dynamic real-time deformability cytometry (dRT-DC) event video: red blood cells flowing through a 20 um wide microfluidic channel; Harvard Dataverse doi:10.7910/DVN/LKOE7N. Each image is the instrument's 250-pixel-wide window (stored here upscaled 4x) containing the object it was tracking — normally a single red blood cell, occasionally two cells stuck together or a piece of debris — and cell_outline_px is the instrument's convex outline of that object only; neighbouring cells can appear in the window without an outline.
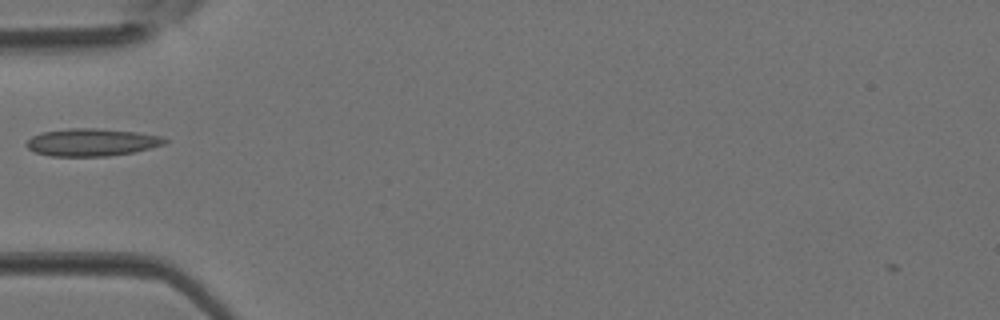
{"species": "Egyptian fruit bat (a non-hibernating species)", "species_latin": "Rousettus aegyptiacus", "temperature_condition": "room temperature", "stored_images_in_passage": 4, "camera_frame_rate_fps": 3000, "um_per_image_px": 0.085, "animal": {"sex": "female"}, "frame": {"image": 1, "passage_image": 4, "time_ms": 1.0, "image_size_px": [1000, 320], "cell_outline_px": [[168, 140], [164, 144], [132, 152], [108, 156], [52, 156], [36, 152], [28, 148], [24, 144], [32, 136], [44, 132], [68, 128], [96, 128], [136, 132], [160, 136]], "centroid_in_image_um": [7.77, 12.09], "position_along_channel_um": 77.2, "area_um2": 21.91}}